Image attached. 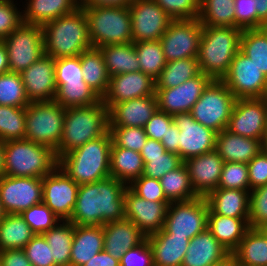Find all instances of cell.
I'll return each instance as SVG.
<instances>
[{
	"instance_id": "71",
	"label": "cell",
	"mask_w": 267,
	"mask_h": 266,
	"mask_svg": "<svg viewBox=\"0 0 267 266\" xmlns=\"http://www.w3.org/2000/svg\"><path fill=\"white\" fill-rule=\"evenodd\" d=\"M267 237V222L258 228Z\"/></svg>"
},
{
	"instance_id": "57",
	"label": "cell",
	"mask_w": 267,
	"mask_h": 266,
	"mask_svg": "<svg viewBox=\"0 0 267 266\" xmlns=\"http://www.w3.org/2000/svg\"><path fill=\"white\" fill-rule=\"evenodd\" d=\"M120 266H154L153 251L147 238L129 249L119 260Z\"/></svg>"
},
{
	"instance_id": "41",
	"label": "cell",
	"mask_w": 267,
	"mask_h": 266,
	"mask_svg": "<svg viewBox=\"0 0 267 266\" xmlns=\"http://www.w3.org/2000/svg\"><path fill=\"white\" fill-rule=\"evenodd\" d=\"M198 19L203 26H235L234 0H200Z\"/></svg>"
},
{
	"instance_id": "54",
	"label": "cell",
	"mask_w": 267,
	"mask_h": 266,
	"mask_svg": "<svg viewBox=\"0 0 267 266\" xmlns=\"http://www.w3.org/2000/svg\"><path fill=\"white\" fill-rule=\"evenodd\" d=\"M23 250L32 266H55L52 250L42 234H36Z\"/></svg>"
},
{
	"instance_id": "11",
	"label": "cell",
	"mask_w": 267,
	"mask_h": 266,
	"mask_svg": "<svg viewBox=\"0 0 267 266\" xmlns=\"http://www.w3.org/2000/svg\"><path fill=\"white\" fill-rule=\"evenodd\" d=\"M209 206L205 197L171 202L163 229L172 236L192 239L207 228Z\"/></svg>"
},
{
	"instance_id": "1",
	"label": "cell",
	"mask_w": 267,
	"mask_h": 266,
	"mask_svg": "<svg viewBox=\"0 0 267 266\" xmlns=\"http://www.w3.org/2000/svg\"><path fill=\"white\" fill-rule=\"evenodd\" d=\"M128 186L108 177L79 185L76 204L70 218L74 225H101L125 219L124 198Z\"/></svg>"
},
{
	"instance_id": "9",
	"label": "cell",
	"mask_w": 267,
	"mask_h": 266,
	"mask_svg": "<svg viewBox=\"0 0 267 266\" xmlns=\"http://www.w3.org/2000/svg\"><path fill=\"white\" fill-rule=\"evenodd\" d=\"M236 101L222 80H212L189 112L192 117L216 133L227 129Z\"/></svg>"
},
{
	"instance_id": "48",
	"label": "cell",
	"mask_w": 267,
	"mask_h": 266,
	"mask_svg": "<svg viewBox=\"0 0 267 266\" xmlns=\"http://www.w3.org/2000/svg\"><path fill=\"white\" fill-rule=\"evenodd\" d=\"M218 188L250 191L248 165L241 162H224Z\"/></svg>"
},
{
	"instance_id": "14",
	"label": "cell",
	"mask_w": 267,
	"mask_h": 266,
	"mask_svg": "<svg viewBox=\"0 0 267 266\" xmlns=\"http://www.w3.org/2000/svg\"><path fill=\"white\" fill-rule=\"evenodd\" d=\"M42 178H0V202L5 214H21L24 210L42 202Z\"/></svg>"
},
{
	"instance_id": "3",
	"label": "cell",
	"mask_w": 267,
	"mask_h": 266,
	"mask_svg": "<svg viewBox=\"0 0 267 266\" xmlns=\"http://www.w3.org/2000/svg\"><path fill=\"white\" fill-rule=\"evenodd\" d=\"M112 136L90 140L58 158V167L78 185L94 183L110 177Z\"/></svg>"
},
{
	"instance_id": "34",
	"label": "cell",
	"mask_w": 267,
	"mask_h": 266,
	"mask_svg": "<svg viewBox=\"0 0 267 266\" xmlns=\"http://www.w3.org/2000/svg\"><path fill=\"white\" fill-rule=\"evenodd\" d=\"M79 57L84 82L102 98L110 80L102 52L92 47Z\"/></svg>"
},
{
	"instance_id": "68",
	"label": "cell",
	"mask_w": 267,
	"mask_h": 266,
	"mask_svg": "<svg viewBox=\"0 0 267 266\" xmlns=\"http://www.w3.org/2000/svg\"><path fill=\"white\" fill-rule=\"evenodd\" d=\"M214 266H238V265H237L235 257L232 254H230L222 262H220Z\"/></svg>"
},
{
	"instance_id": "20",
	"label": "cell",
	"mask_w": 267,
	"mask_h": 266,
	"mask_svg": "<svg viewBox=\"0 0 267 266\" xmlns=\"http://www.w3.org/2000/svg\"><path fill=\"white\" fill-rule=\"evenodd\" d=\"M170 202L148 201L136 195L129 187L125 190V219L133 222L146 236L163 229Z\"/></svg>"
},
{
	"instance_id": "66",
	"label": "cell",
	"mask_w": 267,
	"mask_h": 266,
	"mask_svg": "<svg viewBox=\"0 0 267 266\" xmlns=\"http://www.w3.org/2000/svg\"><path fill=\"white\" fill-rule=\"evenodd\" d=\"M257 28L267 27V0H255Z\"/></svg>"
},
{
	"instance_id": "33",
	"label": "cell",
	"mask_w": 267,
	"mask_h": 266,
	"mask_svg": "<svg viewBox=\"0 0 267 266\" xmlns=\"http://www.w3.org/2000/svg\"><path fill=\"white\" fill-rule=\"evenodd\" d=\"M144 162L139 152L118 147L113 141L110 150V176L129 186L139 178Z\"/></svg>"
},
{
	"instance_id": "26",
	"label": "cell",
	"mask_w": 267,
	"mask_h": 266,
	"mask_svg": "<svg viewBox=\"0 0 267 266\" xmlns=\"http://www.w3.org/2000/svg\"><path fill=\"white\" fill-rule=\"evenodd\" d=\"M230 253L206 228L190 241L181 266H214Z\"/></svg>"
},
{
	"instance_id": "53",
	"label": "cell",
	"mask_w": 267,
	"mask_h": 266,
	"mask_svg": "<svg viewBox=\"0 0 267 266\" xmlns=\"http://www.w3.org/2000/svg\"><path fill=\"white\" fill-rule=\"evenodd\" d=\"M84 81L80 57H63L55 59V83L58 88L64 83Z\"/></svg>"
},
{
	"instance_id": "47",
	"label": "cell",
	"mask_w": 267,
	"mask_h": 266,
	"mask_svg": "<svg viewBox=\"0 0 267 266\" xmlns=\"http://www.w3.org/2000/svg\"><path fill=\"white\" fill-rule=\"evenodd\" d=\"M20 215L35 234H43L61 221L43 202L24 210Z\"/></svg>"
},
{
	"instance_id": "10",
	"label": "cell",
	"mask_w": 267,
	"mask_h": 266,
	"mask_svg": "<svg viewBox=\"0 0 267 266\" xmlns=\"http://www.w3.org/2000/svg\"><path fill=\"white\" fill-rule=\"evenodd\" d=\"M2 41L7 49L10 72H23L45 54L41 25L22 23Z\"/></svg>"
},
{
	"instance_id": "58",
	"label": "cell",
	"mask_w": 267,
	"mask_h": 266,
	"mask_svg": "<svg viewBox=\"0 0 267 266\" xmlns=\"http://www.w3.org/2000/svg\"><path fill=\"white\" fill-rule=\"evenodd\" d=\"M235 26L243 29L257 28L255 0H234Z\"/></svg>"
},
{
	"instance_id": "64",
	"label": "cell",
	"mask_w": 267,
	"mask_h": 266,
	"mask_svg": "<svg viewBox=\"0 0 267 266\" xmlns=\"http://www.w3.org/2000/svg\"><path fill=\"white\" fill-rule=\"evenodd\" d=\"M83 266H120V262L118 259L113 258L105 250H102Z\"/></svg>"
},
{
	"instance_id": "7",
	"label": "cell",
	"mask_w": 267,
	"mask_h": 266,
	"mask_svg": "<svg viewBox=\"0 0 267 266\" xmlns=\"http://www.w3.org/2000/svg\"><path fill=\"white\" fill-rule=\"evenodd\" d=\"M93 48L133 42L129 6H81Z\"/></svg>"
},
{
	"instance_id": "22",
	"label": "cell",
	"mask_w": 267,
	"mask_h": 266,
	"mask_svg": "<svg viewBox=\"0 0 267 266\" xmlns=\"http://www.w3.org/2000/svg\"><path fill=\"white\" fill-rule=\"evenodd\" d=\"M20 75L30 102L54 101L55 59L44 54Z\"/></svg>"
},
{
	"instance_id": "38",
	"label": "cell",
	"mask_w": 267,
	"mask_h": 266,
	"mask_svg": "<svg viewBox=\"0 0 267 266\" xmlns=\"http://www.w3.org/2000/svg\"><path fill=\"white\" fill-rule=\"evenodd\" d=\"M74 224L60 221L42 235L51 248L55 266H70Z\"/></svg>"
},
{
	"instance_id": "24",
	"label": "cell",
	"mask_w": 267,
	"mask_h": 266,
	"mask_svg": "<svg viewBox=\"0 0 267 266\" xmlns=\"http://www.w3.org/2000/svg\"><path fill=\"white\" fill-rule=\"evenodd\" d=\"M158 109L156 93L115 104L109 110V127H142Z\"/></svg>"
},
{
	"instance_id": "55",
	"label": "cell",
	"mask_w": 267,
	"mask_h": 266,
	"mask_svg": "<svg viewBox=\"0 0 267 266\" xmlns=\"http://www.w3.org/2000/svg\"><path fill=\"white\" fill-rule=\"evenodd\" d=\"M171 18L196 19L200 0H154Z\"/></svg>"
},
{
	"instance_id": "56",
	"label": "cell",
	"mask_w": 267,
	"mask_h": 266,
	"mask_svg": "<svg viewBox=\"0 0 267 266\" xmlns=\"http://www.w3.org/2000/svg\"><path fill=\"white\" fill-rule=\"evenodd\" d=\"M136 195L154 202H169L164 195L160 181L147 176H140L128 186Z\"/></svg>"
},
{
	"instance_id": "42",
	"label": "cell",
	"mask_w": 267,
	"mask_h": 266,
	"mask_svg": "<svg viewBox=\"0 0 267 266\" xmlns=\"http://www.w3.org/2000/svg\"><path fill=\"white\" fill-rule=\"evenodd\" d=\"M240 51L267 77V27L243 29Z\"/></svg>"
},
{
	"instance_id": "29",
	"label": "cell",
	"mask_w": 267,
	"mask_h": 266,
	"mask_svg": "<svg viewBox=\"0 0 267 266\" xmlns=\"http://www.w3.org/2000/svg\"><path fill=\"white\" fill-rule=\"evenodd\" d=\"M153 251L154 266H181L190 239L172 236L164 229L146 237Z\"/></svg>"
},
{
	"instance_id": "46",
	"label": "cell",
	"mask_w": 267,
	"mask_h": 266,
	"mask_svg": "<svg viewBox=\"0 0 267 266\" xmlns=\"http://www.w3.org/2000/svg\"><path fill=\"white\" fill-rule=\"evenodd\" d=\"M29 103L20 73L0 75V105L27 107Z\"/></svg>"
},
{
	"instance_id": "36",
	"label": "cell",
	"mask_w": 267,
	"mask_h": 266,
	"mask_svg": "<svg viewBox=\"0 0 267 266\" xmlns=\"http://www.w3.org/2000/svg\"><path fill=\"white\" fill-rule=\"evenodd\" d=\"M232 255L238 266H267V237L250 228Z\"/></svg>"
},
{
	"instance_id": "12",
	"label": "cell",
	"mask_w": 267,
	"mask_h": 266,
	"mask_svg": "<svg viewBox=\"0 0 267 266\" xmlns=\"http://www.w3.org/2000/svg\"><path fill=\"white\" fill-rule=\"evenodd\" d=\"M202 28L198 18L173 20L160 38L166 61L198 58Z\"/></svg>"
},
{
	"instance_id": "6",
	"label": "cell",
	"mask_w": 267,
	"mask_h": 266,
	"mask_svg": "<svg viewBox=\"0 0 267 266\" xmlns=\"http://www.w3.org/2000/svg\"><path fill=\"white\" fill-rule=\"evenodd\" d=\"M58 166V158L51 148L31 140L4 142V175L11 177L43 178Z\"/></svg>"
},
{
	"instance_id": "73",
	"label": "cell",
	"mask_w": 267,
	"mask_h": 266,
	"mask_svg": "<svg viewBox=\"0 0 267 266\" xmlns=\"http://www.w3.org/2000/svg\"><path fill=\"white\" fill-rule=\"evenodd\" d=\"M265 103H266V108H267V94L263 97Z\"/></svg>"
},
{
	"instance_id": "21",
	"label": "cell",
	"mask_w": 267,
	"mask_h": 266,
	"mask_svg": "<svg viewBox=\"0 0 267 266\" xmlns=\"http://www.w3.org/2000/svg\"><path fill=\"white\" fill-rule=\"evenodd\" d=\"M155 80L141 71L122 73L110 77L101 101L110 110L115 104L133 98L154 95Z\"/></svg>"
},
{
	"instance_id": "67",
	"label": "cell",
	"mask_w": 267,
	"mask_h": 266,
	"mask_svg": "<svg viewBox=\"0 0 267 266\" xmlns=\"http://www.w3.org/2000/svg\"><path fill=\"white\" fill-rule=\"evenodd\" d=\"M9 60L6 46L0 41V75L9 72Z\"/></svg>"
},
{
	"instance_id": "62",
	"label": "cell",
	"mask_w": 267,
	"mask_h": 266,
	"mask_svg": "<svg viewBox=\"0 0 267 266\" xmlns=\"http://www.w3.org/2000/svg\"><path fill=\"white\" fill-rule=\"evenodd\" d=\"M179 136L180 130L173 123L161 140L166 151L179 155Z\"/></svg>"
},
{
	"instance_id": "44",
	"label": "cell",
	"mask_w": 267,
	"mask_h": 266,
	"mask_svg": "<svg viewBox=\"0 0 267 266\" xmlns=\"http://www.w3.org/2000/svg\"><path fill=\"white\" fill-rule=\"evenodd\" d=\"M140 71L156 80L167 61L163 54L161 41L134 42Z\"/></svg>"
},
{
	"instance_id": "45",
	"label": "cell",
	"mask_w": 267,
	"mask_h": 266,
	"mask_svg": "<svg viewBox=\"0 0 267 266\" xmlns=\"http://www.w3.org/2000/svg\"><path fill=\"white\" fill-rule=\"evenodd\" d=\"M26 107L0 105V141L25 139Z\"/></svg>"
},
{
	"instance_id": "30",
	"label": "cell",
	"mask_w": 267,
	"mask_h": 266,
	"mask_svg": "<svg viewBox=\"0 0 267 266\" xmlns=\"http://www.w3.org/2000/svg\"><path fill=\"white\" fill-rule=\"evenodd\" d=\"M21 3L23 23L41 26L80 7V0H21Z\"/></svg>"
},
{
	"instance_id": "5",
	"label": "cell",
	"mask_w": 267,
	"mask_h": 266,
	"mask_svg": "<svg viewBox=\"0 0 267 266\" xmlns=\"http://www.w3.org/2000/svg\"><path fill=\"white\" fill-rule=\"evenodd\" d=\"M63 133L57 158L109 131V109L102 101L91 106L65 109Z\"/></svg>"
},
{
	"instance_id": "60",
	"label": "cell",
	"mask_w": 267,
	"mask_h": 266,
	"mask_svg": "<svg viewBox=\"0 0 267 266\" xmlns=\"http://www.w3.org/2000/svg\"><path fill=\"white\" fill-rule=\"evenodd\" d=\"M172 124L173 116L157 109L145 124L144 130L148 138L161 142Z\"/></svg>"
},
{
	"instance_id": "31",
	"label": "cell",
	"mask_w": 267,
	"mask_h": 266,
	"mask_svg": "<svg viewBox=\"0 0 267 266\" xmlns=\"http://www.w3.org/2000/svg\"><path fill=\"white\" fill-rule=\"evenodd\" d=\"M249 218H232L208 211L207 229L232 254L250 229Z\"/></svg>"
},
{
	"instance_id": "18",
	"label": "cell",
	"mask_w": 267,
	"mask_h": 266,
	"mask_svg": "<svg viewBox=\"0 0 267 266\" xmlns=\"http://www.w3.org/2000/svg\"><path fill=\"white\" fill-rule=\"evenodd\" d=\"M267 124V108L263 98L236 99L227 130L261 140Z\"/></svg>"
},
{
	"instance_id": "17",
	"label": "cell",
	"mask_w": 267,
	"mask_h": 266,
	"mask_svg": "<svg viewBox=\"0 0 267 266\" xmlns=\"http://www.w3.org/2000/svg\"><path fill=\"white\" fill-rule=\"evenodd\" d=\"M173 123L180 130L179 156L183 162L215 150L217 133L197 122L190 113L173 115Z\"/></svg>"
},
{
	"instance_id": "69",
	"label": "cell",
	"mask_w": 267,
	"mask_h": 266,
	"mask_svg": "<svg viewBox=\"0 0 267 266\" xmlns=\"http://www.w3.org/2000/svg\"><path fill=\"white\" fill-rule=\"evenodd\" d=\"M4 175V142L0 141V178Z\"/></svg>"
},
{
	"instance_id": "40",
	"label": "cell",
	"mask_w": 267,
	"mask_h": 266,
	"mask_svg": "<svg viewBox=\"0 0 267 266\" xmlns=\"http://www.w3.org/2000/svg\"><path fill=\"white\" fill-rule=\"evenodd\" d=\"M159 181L164 195L170 203L199 197L192 187L189 172L184 162L175 170L166 173Z\"/></svg>"
},
{
	"instance_id": "16",
	"label": "cell",
	"mask_w": 267,
	"mask_h": 266,
	"mask_svg": "<svg viewBox=\"0 0 267 266\" xmlns=\"http://www.w3.org/2000/svg\"><path fill=\"white\" fill-rule=\"evenodd\" d=\"M42 202L61 221H69L76 204L79 185L58 166L42 178Z\"/></svg>"
},
{
	"instance_id": "39",
	"label": "cell",
	"mask_w": 267,
	"mask_h": 266,
	"mask_svg": "<svg viewBox=\"0 0 267 266\" xmlns=\"http://www.w3.org/2000/svg\"><path fill=\"white\" fill-rule=\"evenodd\" d=\"M200 73L198 58H184L167 62L155 80V89L177 87Z\"/></svg>"
},
{
	"instance_id": "51",
	"label": "cell",
	"mask_w": 267,
	"mask_h": 266,
	"mask_svg": "<svg viewBox=\"0 0 267 266\" xmlns=\"http://www.w3.org/2000/svg\"><path fill=\"white\" fill-rule=\"evenodd\" d=\"M267 222V184L250 191L249 227L258 229Z\"/></svg>"
},
{
	"instance_id": "32",
	"label": "cell",
	"mask_w": 267,
	"mask_h": 266,
	"mask_svg": "<svg viewBox=\"0 0 267 266\" xmlns=\"http://www.w3.org/2000/svg\"><path fill=\"white\" fill-rule=\"evenodd\" d=\"M250 191L216 188L206 197L209 209L217 215L249 218Z\"/></svg>"
},
{
	"instance_id": "15",
	"label": "cell",
	"mask_w": 267,
	"mask_h": 266,
	"mask_svg": "<svg viewBox=\"0 0 267 266\" xmlns=\"http://www.w3.org/2000/svg\"><path fill=\"white\" fill-rule=\"evenodd\" d=\"M129 10L133 42L160 40L174 20L154 0H133Z\"/></svg>"
},
{
	"instance_id": "27",
	"label": "cell",
	"mask_w": 267,
	"mask_h": 266,
	"mask_svg": "<svg viewBox=\"0 0 267 266\" xmlns=\"http://www.w3.org/2000/svg\"><path fill=\"white\" fill-rule=\"evenodd\" d=\"M104 250V233L101 225H74L70 266H83Z\"/></svg>"
},
{
	"instance_id": "49",
	"label": "cell",
	"mask_w": 267,
	"mask_h": 266,
	"mask_svg": "<svg viewBox=\"0 0 267 266\" xmlns=\"http://www.w3.org/2000/svg\"><path fill=\"white\" fill-rule=\"evenodd\" d=\"M112 141L121 148L141 152L148 137L142 127H109Z\"/></svg>"
},
{
	"instance_id": "43",
	"label": "cell",
	"mask_w": 267,
	"mask_h": 266,
	"mask_svg": "<svg viewBox=\"0 0 267 266\" xmlns=\"http://www.w3.org/2000/svg\"><path fill=\"white\" fill-rule=\"evenodd\" d=\"M54 101L67 109L97 104L101 97L84 81H80L59 86Z\"/></svg>"
},
{
	"instance_id": "59",
	"label": "cell",
	"mask_w": 267,
	"mask_h": 266,
	"mask_svg": "<svg viewBox=\"0 0 267 266\" xmlns=\"http://www.w3.org/2000/svg\"><path fill=\"white\" fill-rule=\"evenodd\" d=\"M247 165L250 191L267 184V151L262 149Z\"/></svg>"
},
{
	"instance_id": "28",
	"label": "cell",
	"mask_w": 267,
	"mask_h": 266,
	"mask_svg": "<svg viewBox=\"0 0 267 266\" xmlns=\"http://www.w3.org/2000/svg\"><path fill=\"white\" fill-rule=\"evenodd\" d=\"M224 162L248 164L261 150V140L243 137L224 129L217 133L216 148Z\"/></svg>"
},
{
	"instance_id": "2",
	"label": "cell",
	"mask_w": 267,
	"mask_h": 266,
	"mask_svg": "<svg viewBox=\"0 0 267 266\" xmlns=\"http://www.w3.org/2000/svg\"><path fill=\"white\" fill-rule=\"evenodd\" d=\"M45 55L53 59L78 56L91 49L87 17L83 7L43 26Z\"/></svg>"
},
{
	"instance_id": "13",
	"label": "cell",
	"mask_w": 267,
	"mask_h": 266,
	"mask_svg": "<svg viewBox=\"0 0 267 266\" xmlns=\"http://www.w3.org/2000/svg\"><path fill=\"white\" fill-rule=\"evenodd\" d=\"M221 80L236 99L263 98L267 94V77L241 51L234 56Z\"/></svg>"
},
{
	"instance_id": "52",
	"label": "cell",
	"mask_w": 267,
	"mask_h": 266,
	"mask_svg": "<svg viewBox=\"0 0 267 266\" xmlns=\"http://www.w3.org/2000/svg\"><path fill=\"white\" fill-rule=\"evenodd\" d=\"M183 161L178 154L166 152L163 156L148 157L142 176L160 180L166 173L178 168Z\"/></svg>"
},
{
	"instance_id": "65",
	"label": "cell",
	"mask_w": 267,
	"mask_h": 266,
	"mask_svg": "<svg viewBox=\"0 0 267 266\" xmlns=\"http://www.w3.org/2000/svg\"><path fill=\"white\" fill-rule=\"evenodd\" d=\"M133 0H80V6H129Z\"/></svg>"
},
{
	"instance_id": "25",
	"label": "cell",
	"mask_w": 267,
	"mask_h": 266,
	"mask_svg": "<svg viewBox=\"0 0 267 266\" xmlns=\"http://www.w3.org/2000/svg\"><path fill=\"white\" fill-rule=\"evenodd\" d=\"M104 250L120 260L131 248L138 246L146 236L130 220L112 221L103 225Z\"/></svg>"
},
{
	"instance_id": "61",
	"label": "cell",
	"mask_w": 267,
	"mask_h": 266,
	"mask_svg": "<svg viewBox=\"0 0 267 266\" xmlns=\"http://www.w3.org/2000/svg\"><path fill=\"white\" fill-rule=\"evenodd\" d=\"M1 266H32L23 249L0 251Z\"/></svg>"
},
{
	"instance_id": "4",
	"label": "cell",
	"mask_w": 267,
	"mask_h": 266,
	"mask_svg": "<svg viewBox=\"0 0 267 266\" xmlns=\"http://www.w3.org/2000/svg\"><path fill=\"white\" fill-rule=\"evenodd\" d=\"M241 32L238 27L203 26L198 52L200 72L221 80L240 51Z\"/></svg>"
},
{
	"instance_id": "50",
	"label": "cell",
	"mask_w": 267,
	"mask_h": 266,
	"mask_svg": "<svg viewBox=\"0 0 267 266\" xmlns=\"http://www.w3.org/2000/svg\"><path fill=\"white\" fill-rule=\"evenodd\" d=\"M17 0H0V41L23 23L22 6ZM19 7V8H18Z\"/></svg>"
},
{
	"instance_id": "8",
	"label": "cell",
	"mask_w": 267,
	"mask_h": 266,
	"mask_svg": "<svg viewBox=\"0 0 267 266\" xmlns=\"http://www.w3.org/2000/svg\"><path fill=\"white\" fill-rule=\"evenodd\" d=\"M65 108L55 101L30 102L26 107L25 139L56 151L61 142Z\"/></svg>"
},
{
	"instance_id": "63",
	"label": "cell",
	"mask_w": 267,
	"mask_h": 266,
	"mask_svg": "<svg viewBox=\"0 0 267 266\" xmlns=\"http://www.w3.org/2000/svg\"><path fill=\"white\" fill-rule=\"evenodd\" d=\"M166 152V149L160 141L148 138L140 154L143 162L147 163L148 157L163 156Z\"/></svg>"
},
{
	"instance_id": "72",
	"label": "cell",
	"mask_w": 267,
	"mask_h": 266,
	"mask_svg": "<svg viewBox=\"0 0 267 266\" xmlns=\"http://www.w3.org/2000/svg\"><path fill=\"white\" fill-rule=\"evenodd\" d=\"M4 215H5V213H4L3 209H2L1 202H0V220L3 219Z\"/></svg>"
},
{
	"instance_id": "23",
	"label": "cell",
	"mask_w": 267,
	"mask_h": 266,
	"mask_svg": "<svg viewBox=\"0 0 267 266\" xmlns=\"http://www.w3.org/2000/svg\"><path fill=\"white\" fill-rule=\"evenodd\" d=\"M192 187L199 197H206L218 188L224 160L216 150L187 159Z\"/></svg>"
},
{
	"instance_id": "37",
	"label": "cell",
	"mask_w": 267,
	"mask_h": 266,
	"mask_svg": "<svg viewBox=\"0 0 267 266\" xmlns=\"http://www.w3.org/2000/svg\"><path fill=\"white\" fill-rule=\"evenodd\" d=\"M35 235L20 214H5L0 220V251L24 249Z\"/></svg>"
},
{
	"instance_id": "70",
	"label": "cell",
	"mask_w": 267,
	"mask_h": 266,
	"mask_svg": "<svg viewBox=\"0 0 267 266\" xmlns=\"http://www.w3.org/2000/svg\"><path fill=\"white\" fill-rule=\"evenodd\" d=\"M261 143H262V149L267 151V124H266V128H265Z\"/></svg>"
},
{
	"instance_id": "35",
	"label": "cell",
	"mask_w": 267,
	"mask_h": 266,
	"mask_svg": "<svg viewBox=\"0 0 267 266\" xmlns=\"http://www.w3.org/2000/svg\"><path fill=\"white\" fill-rule=\"evenodd\" d=\"M103 54L109 77L140 71L134 42L99 47Z\"/></svg>"
},
{
	"instance_id": "19",
	"label": "cell",
	"mask_w": 267,
	"mask_h": 266,
	"mask_svg": "<svg viewBox=\"0 0 267 266\" xmlns=\"http://www.w3.org/2000/svg\"><path fill=\"white\" fill-rule=\"evenodd\" d=\"M212 80L210 76L200 72L177 87L155 89L158 109L172 116L189 113Z\"/></svg>"
}]
</instances>
